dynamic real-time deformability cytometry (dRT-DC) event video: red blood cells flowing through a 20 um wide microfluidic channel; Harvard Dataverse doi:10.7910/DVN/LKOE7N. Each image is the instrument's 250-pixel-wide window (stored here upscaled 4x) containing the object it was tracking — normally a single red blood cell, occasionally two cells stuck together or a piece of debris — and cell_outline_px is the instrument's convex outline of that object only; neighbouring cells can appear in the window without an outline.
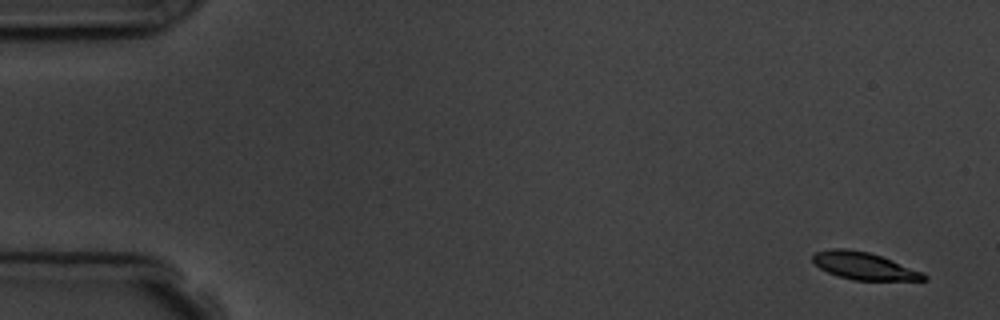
{"species": "common noctule bat (a hibernating species)", "species_latin": "Nyctalus noctula", "temperature_condition": "room temperature", "stored_images_in_passage": 5, "camera_frame_rate_fps": 3000, "um_per_image_px": 0.085, "animal": {"sex": "male", "body_mass_g": 19.5, "forearm_length_mm": 54.6}, "frame": {"image": 1, "passage_image": 1, "time_ms": 0.0, "image_size_px": [1000, 320], "cell_outline_px": [[928, 280], [856, 280], [840, 276], [828, 272], [820, 268], [812, 260], [812, 256], [816, 252], [832, 248], [844, 248], [868, 252], [892, 260], [920, 272], [928, 276]], "centroid_in_image_um": [73.42, 22.6], "position_along_channel_um": 11.6, "area_um2": 17.28}}
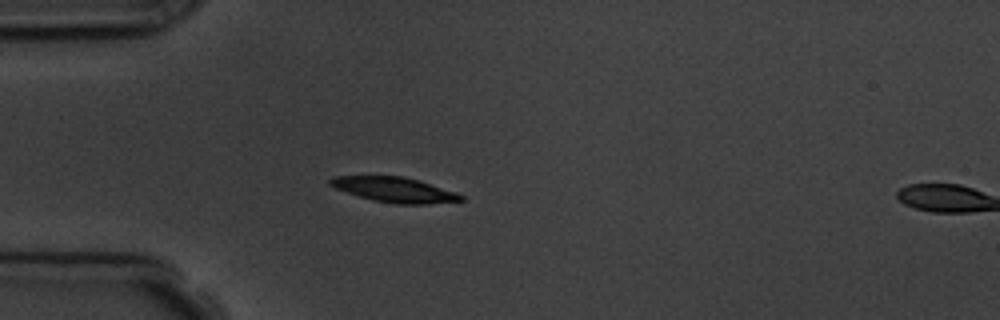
{"frame": {"image": 2, "passage_image": 4, "time_ms": 4.333, "image_size_px": [1000, 320], "cell_outline_px": [[464, 200], [428, 204], [396, 204], [372, 200], [336, 188], [328, 184], [328, 180], [332, 176], [404, 176], [456, 192], [464, 196]], "centroid_in_image_um": [33.53, 16.12], "position_along_channel_um": 51.5, "area_um2": 18.9}}